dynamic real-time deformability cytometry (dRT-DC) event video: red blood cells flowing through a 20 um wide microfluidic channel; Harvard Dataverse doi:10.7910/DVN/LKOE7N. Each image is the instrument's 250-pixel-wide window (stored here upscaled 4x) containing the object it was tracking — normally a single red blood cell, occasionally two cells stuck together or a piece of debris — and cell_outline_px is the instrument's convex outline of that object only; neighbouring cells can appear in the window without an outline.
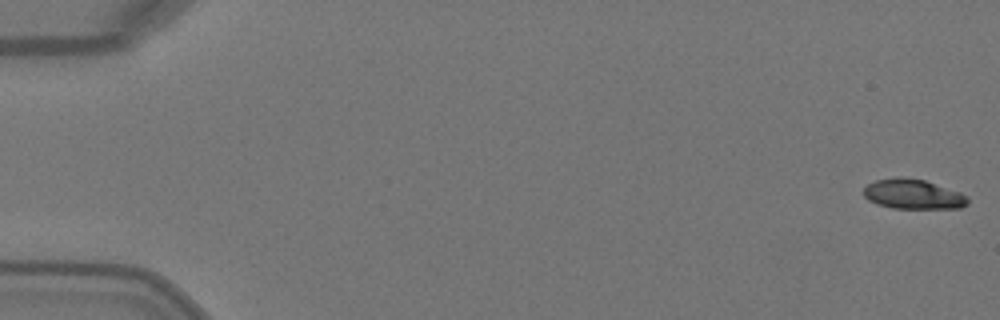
{"species": "Egyptian fruit bat (a non-hibernating species)", "species_latin": "Rousettus aegyptiacus", "temperature_condition": "warm", "stored_images_in_passage": 5, "camera_frame_rate_fps": 3000, "um_per_image_px": 0.085, "animal": {"sex": "female"}, "frame": {"image": 1, "passage_image": 1, "time_ms": 0.0, "image_size_px": [1000, 320], "cell_outline_px": [[968, 204], [960, 208], [892, 208], [876, 204], [868, 200], [864, 196], [864, 188], [868, 184], [876, 180], [900, 176], [924, 180], [960, 192], [968, 196]], "centroid_in_image_um": [77.61, 16.51], "position_along_channel_um": 7.4, "area_um2": 18.09}}
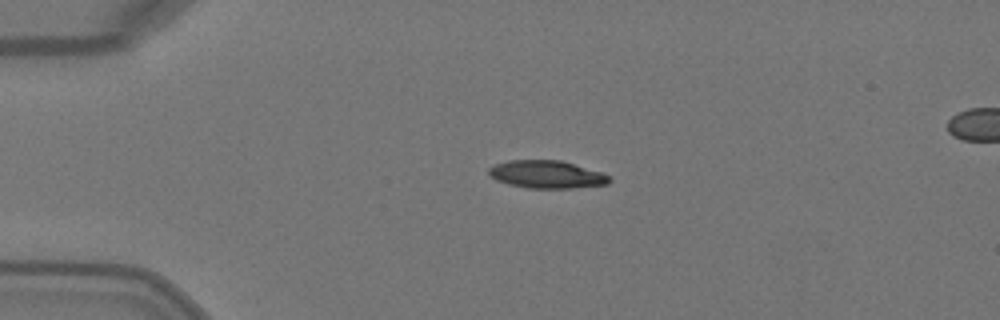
{"frame": {"image": 2, "passage_image": 4, "time_ms": 1.0, "image_size_px": [1000, 320], "cell_outline_px": [[612, 180], [608, 184], [572, 188], [528, 188], [508, 184], [496, 180], [488, 172], [488, 168], [496, 164], [508, 160], [560, 160], [604, 172]], "centroid_in_image_um": [46.5, 14.82], "position_along_channel_um": 38.5, "area_um2": 19.54}}